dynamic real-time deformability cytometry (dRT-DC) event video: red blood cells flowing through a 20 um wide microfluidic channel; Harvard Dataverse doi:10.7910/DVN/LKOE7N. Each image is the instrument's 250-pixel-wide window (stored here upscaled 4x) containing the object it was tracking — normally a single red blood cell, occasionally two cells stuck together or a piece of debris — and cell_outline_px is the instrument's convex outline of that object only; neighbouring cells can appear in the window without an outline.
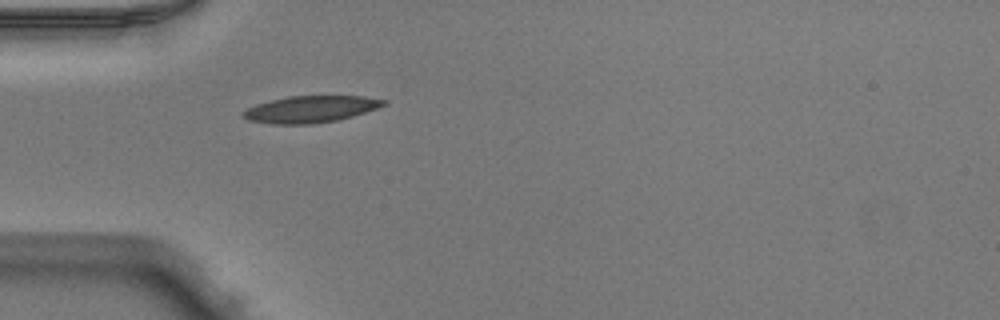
{"species": "Egyptian fruit bat (a non-hibernating species)", "species_latin": "Rousettus aegyptiacus", "temperature_condition": "warm", "stored_images_in_passage": 36, "camera_frame_rate_fps": 3000, "um_per_image_px": 0.085, "animal": {"sex": "male"}, "frame": {"image": 1, "passage_image": 1, "time_ms": 0.0, "image_size_px": [1000, 320], "cell_outline_px": [[388, 104], [352, 116], [336, 120], [312, 124], [272, 124], [248, 120], [240, 116], [240, 112], [256, 104], [288, 96], [364, 96], [388, 100]], "centroid_in_image_um": [26.37, 9.28], "position_along_channel_um": 58.6, "area_um2": 21.91}}
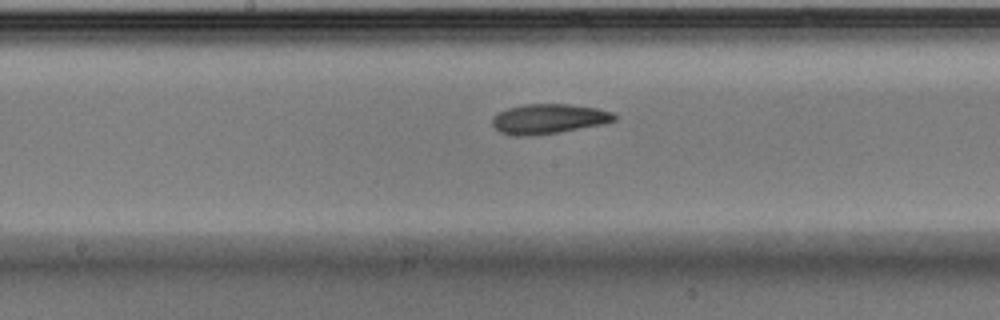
{"frame": {"image": 2, "passage_image": 12, "time_ms": 3.667, "image_size_px": [1000, 320], "cell_outline_px": [[616, 120], [604, 124], [560, 132], [532, 136], [516, 136], [500, 132], [492, 124], [492, 116], [508, 108], [524, 104], [568, 104], [596, 108], [612, 112], [616, 116]], "centroid_in_image_um": [46.63, 10.11], "position_along_channel_um": 201.6, "area_um2": 21.27}}
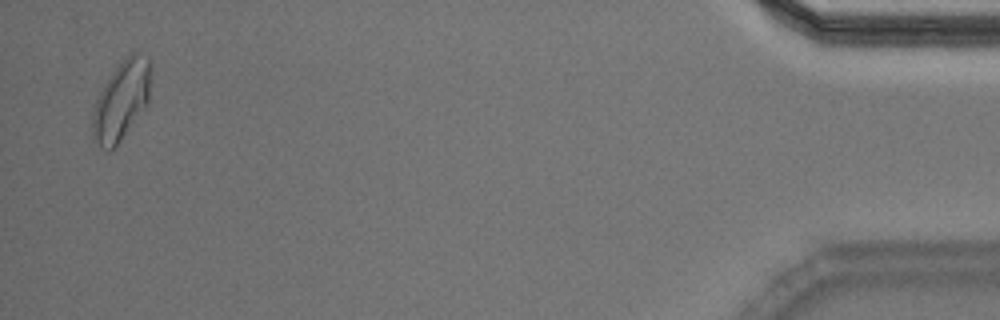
{"frame": {"image": 3, "passage_image": 35, "time_ms": 11.333, "image_size_px": [1000, 320], "cell_outline_px": [[152, 68], [148, 100], [144, 108], [120, 140], [108, 152], [92, 136], [92, 112], [96, 100], [104, 84], [112, 72], [128, 52], [136, 52], [148, 56], [152, 60]], "centroid_in_image_um": [10.34, 8.44], "position_along_channel_um": 424.9, "area_um2": 26.82}, "authors_computed_cell_mechanics": {"area_um2": 21.5305, "velocity_mm_per_s": 3.995, "shape_relaxation_time_tau1_ms": 8.191, "shape_relaxation_time_tau2_ms": 4.661, "deformation_change_tau1": 0.1854, "deformation_change_tau2": 0.101}}